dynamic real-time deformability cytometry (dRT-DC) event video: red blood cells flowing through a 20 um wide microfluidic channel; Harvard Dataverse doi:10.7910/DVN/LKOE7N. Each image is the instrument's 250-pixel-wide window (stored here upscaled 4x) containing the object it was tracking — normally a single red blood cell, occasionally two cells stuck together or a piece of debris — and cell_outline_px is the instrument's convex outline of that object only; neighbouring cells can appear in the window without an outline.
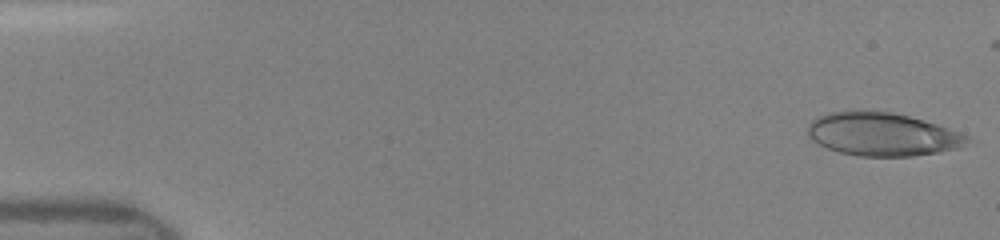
{"species": "human", "species_latin": "Homo sapiens", "temperature_condition": "room temperature", "stored_images_in_passage": 46, "camera_frame_rate_fps": 3000, "um_per_image_px": 0.085, "donor": {"sex": "female"}, "frame": {"image": 1, "passage_image": 1, "time_ms": 0.0, "image_size_px": [1000, 240], "cell_outline_px": [[976, 140], [956, 148], [936, 152], [912, 156], [860, 156], [840, 152], [828, 148], [812, 140], [808, 136], [808, 124], [816, 116], [828, 112], [892, 112], [924, 120], [960, 132]], "centroid_in_image_um": [75.02, 11.42], "position_along_channel_um": 10.0, "area_um2": 39.77}}
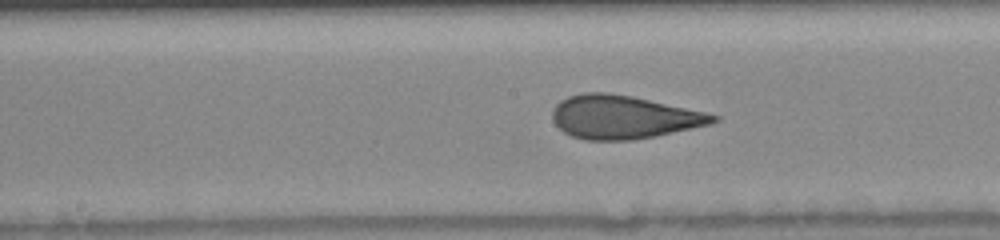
{"frame": {"image": 2, "passage_image": 24, "time_ms": 7.667, "image_size_px": [1000, 240], "cell_outline_px": [[720, 120], [708, 124], [656, 136], [632, 140], [584, 140], [572, 136], [564, 132], [552, 120], [552, 112], [556, 104], [560, 100], [568, 96], [584, 92], [608, 92], [632, 96], [704, 112], [720, 116]], "centroid_in_image_um": [52.95, 9.95], "position_along_channel_um": 195.3, "area_um2": 40.4}}
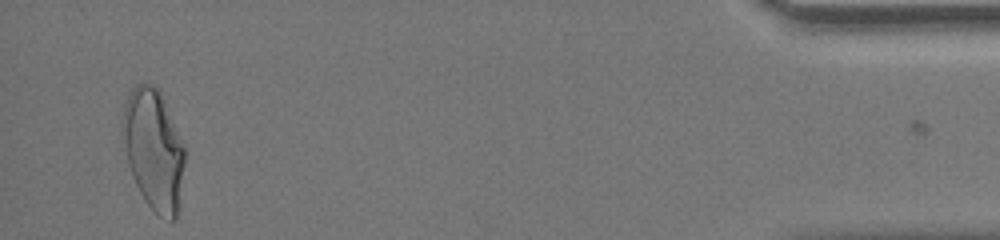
{"frame": {"image": 3, "passage_image": 45, "time_ms": 14.667, "image_size_px": [1000, 240], "cell_outline_px": [[184, 164], [176, 220], [168, 220], [160, 216], [144, 200], [136, 184], [128, 164], [124, 140], [124, 104], [132, 88], [136, 84], [152, 84], [160, 92], [184, 148]], "centroid_in_image_um": [13.06, 12.73], "position_along_channel_um": 422.1, "area_um2": 42.37}}